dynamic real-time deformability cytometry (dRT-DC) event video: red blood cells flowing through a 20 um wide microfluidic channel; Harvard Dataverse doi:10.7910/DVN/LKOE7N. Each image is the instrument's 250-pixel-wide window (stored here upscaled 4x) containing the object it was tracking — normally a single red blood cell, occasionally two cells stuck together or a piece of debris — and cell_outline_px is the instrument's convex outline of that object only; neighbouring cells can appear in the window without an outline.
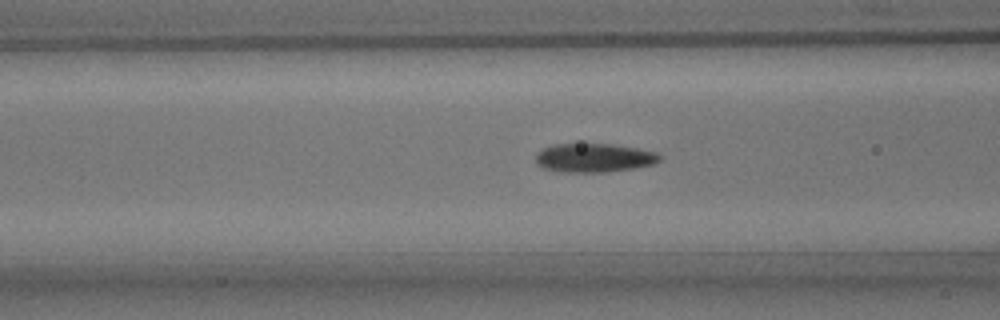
{"species": "common noctule bat (a hibernating species)", "species_latin": "Nyctalus noctula", "temperature_condition": "room temperature", "stored_images_in_passage": 36, "camera_frame_rate_fps": 3000, "um_per_image_px": 0.085, "animal": {"sex": "male", "body_mass_g": 15.6}, "frame": {"image": 1, "passage_image": 10, "time_ms": 3.0, "image_size_px": [1000, 320], "cell_outline_px": [[664, 156], [660, 160], [652, 164], [636, 168], [608, 172], [560, 172], [540, 168], [536, 164], [536, 152], [552, 144], [612, 144], [636, 148], [656, 152]], "centroid_in_image_um": [50.47, 13.42], "position_along_channel_um": 116.1, "area_um2": 21.1}}
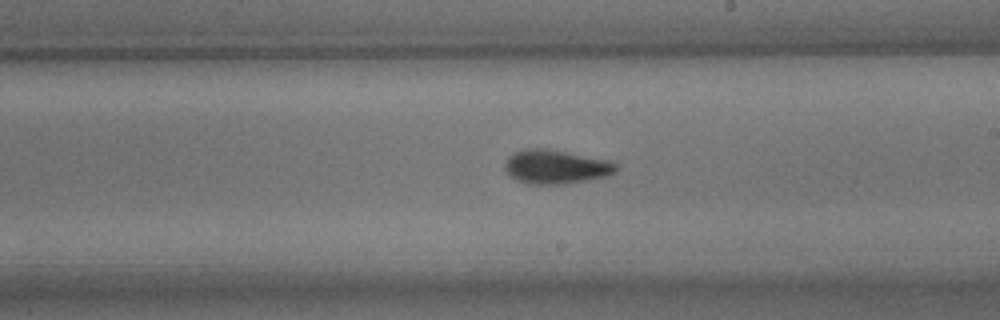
{"frame": {"image": 2, "passage_image": 20, "time_ms": 6.333, "image_size_px": [1000, 320], "cell_outline_px": [[616, 172], [608, 176], [568, 184], [528, 184], [516, 180], [504, 168], [504, 164], [508, 156], [524, 148], [544, 148], [608, 160], [616, 164]], "centroid_in_image_um": [47.23, 14.19], "position_along_channel_um": 241.8, "area_um2": 21.96}}
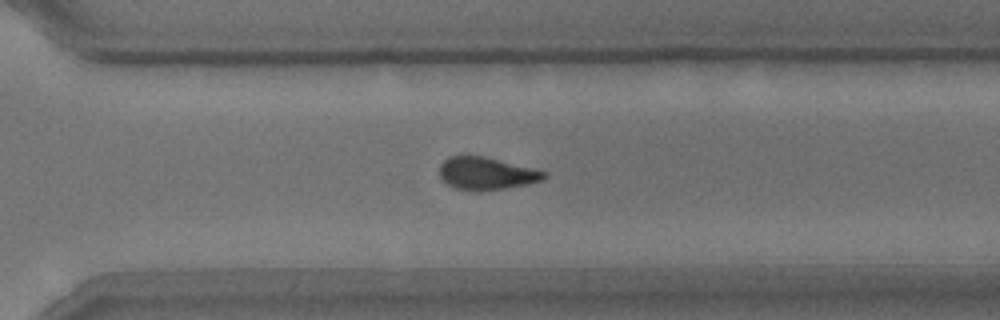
{"frame": {"image": 3, "passage_image": 27, "time_ms": 8.667, "image_size_px": [1000, 320], "cell_outline_px": [[548, 176], [544, 180], [528, 184], [504, 188], [452, 188], [440, 176], [440, 164], [448, 156], [464, 152], [484, 156], [548, 172]], "centroid_in_image_um": [41.34, 14.66], "position_along_channel_um": 329.3, "area_um2": 19.71}, "authors_computed_cell_mechanics": {"area_um2": 20.7213, "velocity_mm_per_s": 3.7608, "shape_relaxation_time_tau1_ms": 3.5829, "shape_relaxation_time_tau2_ms": 1.8863, "deformation_change_tau1": 0.1296, "deformation_change_tau2": 0.0815}}